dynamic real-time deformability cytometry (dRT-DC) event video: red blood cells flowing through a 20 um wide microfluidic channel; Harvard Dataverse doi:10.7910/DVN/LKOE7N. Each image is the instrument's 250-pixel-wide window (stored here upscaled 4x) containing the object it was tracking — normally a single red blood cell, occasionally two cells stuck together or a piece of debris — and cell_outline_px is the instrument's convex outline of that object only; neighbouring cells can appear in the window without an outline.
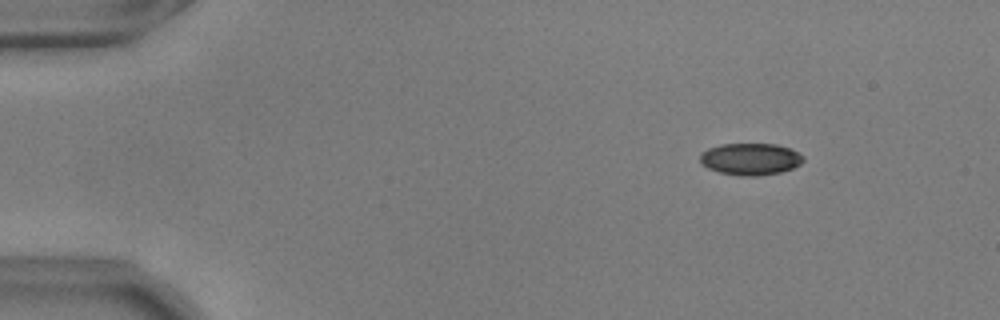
{"species": "common noctule bat (a hibernating species)", "species_latin": "Nyctalus noctula", "temperature_condition": "warm", "stored_images_in_passage": 49, "camera_frame_rate_fps": 3000, "um_per_image_px": 0.085, "animal": {"sex": "male", "body_mass_g": 17.9, "forearm_length_mm": 54.2}, "frame": {"image": 1, "passage_image": 1, "time_ms": 0.0, "image_size_px": [1000, 320], "cell_outline_px": [[804, 160], [800, 164], [792, 168], [780, 172], [760, 176], [740, 176], [720, 172], [708, 168], [700, 164], [700, 156], [708, 148], [720, 144], [776, 144], [800, 152], [804, 156]], "centroid_in_image_um": [63.8, 13.52], "position_along_channel_um": 21.2, "area_um2": 19.25}}
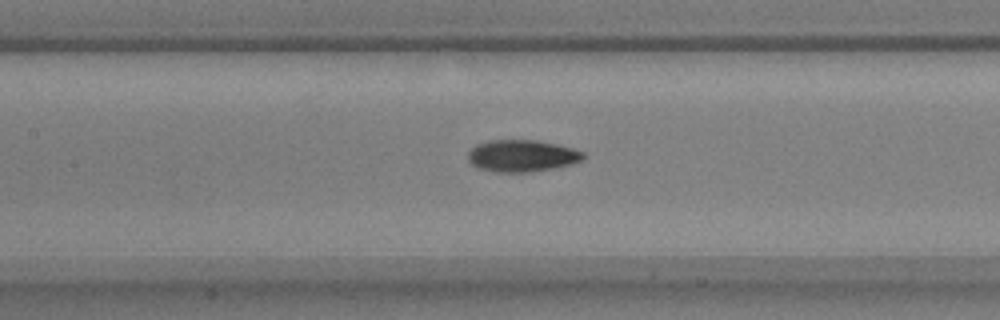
{"frame": {"image": 2, "passage_image": 20, "time_ms": 6.333, "image_size_px": [1000, 320], "cell_outline_px": [[584, 160], [572, 164], [556, 168], [528, 172], [496, 172], [476, 168], [468, 160], [468, 152], [476, 144], [488, 140], [536, 140], [556, 144], [572, 148], [584, 152]], "centroid_in_image_um": [44.36, 13.25], "position_along_channel_um": 163.0, "area_um2": 21.62}}
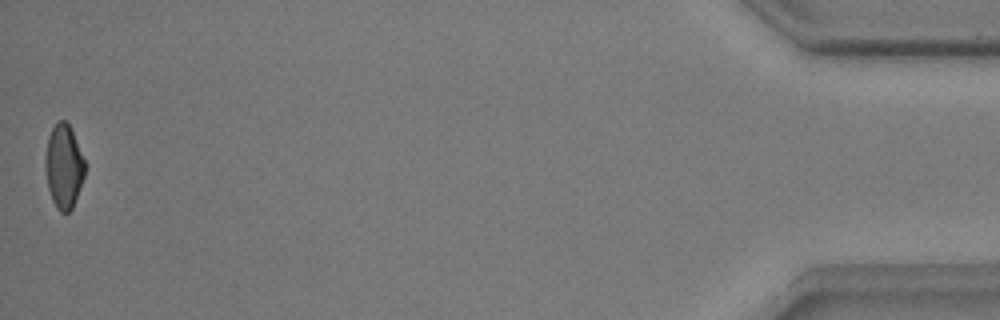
{"frame": {"image": 3, "passage_image": 49, "time_ms": 16.0, "image_size_px": [1000, 320], "cell_outline_px": [[84, 176], [72, 208], [68, 212], [60, 212], [56, 208], [52, 200], [48, 188], [44, 168], [44, 160], [48, 136], [52, 128], [60, 120], [64, 120], [72, 128], [84, 160]], "centroid_in_image_um": [5.39, 14.13], "position_along_channel_um": 429.8, "area_um2": 19.31}, "authors_computed_cell_mechanics": {"area_um2": 20.5768, "velocity_mm_per_s": 3.6759, "shape_relaxation_time_tau1_ms": 4.2007, "shape_relaxation_time_tau2_ms": 2.8866, "deformation_change_tau1": 0.1621, "deformation_change_tau2": 0.0912}}